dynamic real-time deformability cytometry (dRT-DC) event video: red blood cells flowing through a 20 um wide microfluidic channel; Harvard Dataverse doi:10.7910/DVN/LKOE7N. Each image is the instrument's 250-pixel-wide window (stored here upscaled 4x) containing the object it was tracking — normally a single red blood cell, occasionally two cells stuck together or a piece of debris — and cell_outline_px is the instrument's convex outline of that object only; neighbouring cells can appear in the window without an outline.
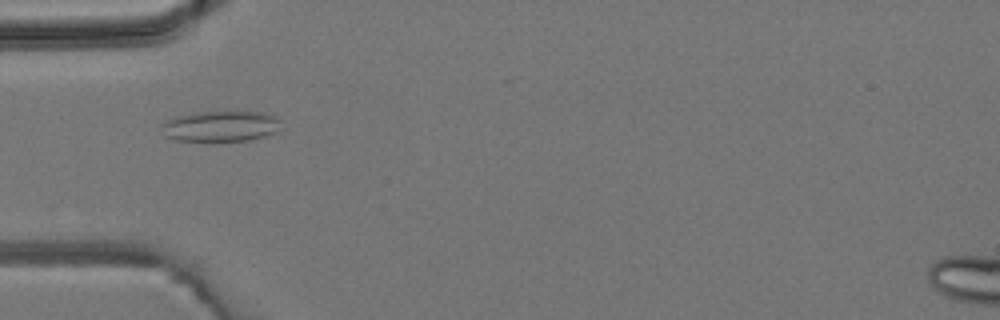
{"species": "common noctule bat (a hibernating species)", "species_latin": "Nyctalus noctula", "temperature_condition": "room temperature", "stored_images_in_passage": 3, "camera_frame_rate_fps": 3000, "um_per_image_px": 0.085, "animal": {"sex": "male", "body_mass_g": 19.2, "forearm_length_mm": 51.8}, "frame": {"image": 1, "passage_image": 1, "time_ms": 0.0, "image_size_px": [1000, 320], "cell_outline_px": [[280, 120], [276, 132], [264, 136], [248, 140], [176, 140], [164, 136], [164, 120], [176, 116], [192, 112], [264, 112], [276, 116]], "centroid_in_image_um": [18.75, 10.71], "position_along_channel_um": 66.2, "area_um2": 21.04}}
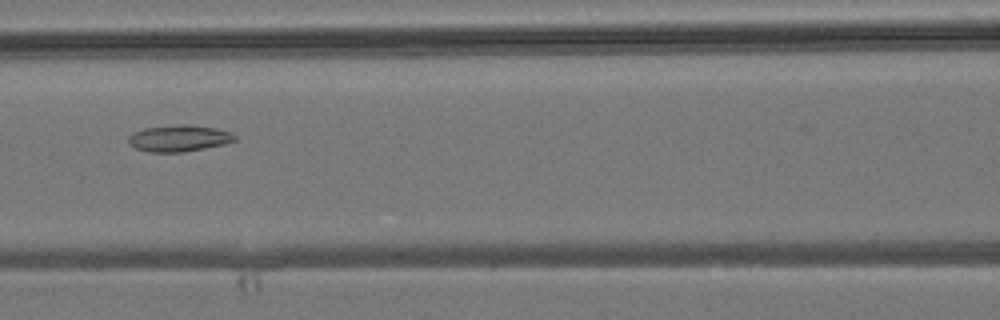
{"frame": {"image": 2, "passage_image": 3, "time_ms": 2.0, "image_size_px": [1000, 320], "cell_outline_px": [[236, 140], [224, 144], [184, 152], [148, 152], [136, 148], [128, 144], [128, 136], [132, 132], [144, 128], [180, 124], [188, 124], [216, 128], [228, 132], [236, 136]], "centroid_in_image_um": [15.17, 11.75], "position_along_channel_um": 151.4, "area_um2": 16.47}}